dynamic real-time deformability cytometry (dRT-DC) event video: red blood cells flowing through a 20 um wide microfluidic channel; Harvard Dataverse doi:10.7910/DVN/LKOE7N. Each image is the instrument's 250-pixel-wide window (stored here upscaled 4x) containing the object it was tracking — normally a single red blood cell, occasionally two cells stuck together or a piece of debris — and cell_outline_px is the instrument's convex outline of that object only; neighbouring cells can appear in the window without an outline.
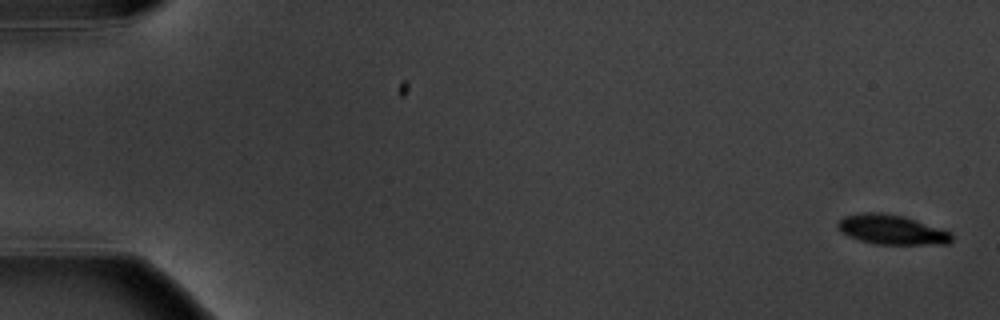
{"species": "common noctule bat (a hibernating species)", "species_latin": "Nyctalus noctula", "temperature_condition": "warm", "stored_images_in_passage": 7, "camera_frame_rate_fps": 3000, "um_per_image_px": 0.085, "animal": {"sex": "male", "body_mass_g": 20.1, "forearm_length_mm": 53.5}, "frame": {"image": 1, "passage_image": 1, "time_ms": 0.0, "image_size_px": [1000, 320], "cell_outline_px": [[952, 240], [948, 244], [876, 244], [860, 240], [848, 236], [840, 232], [836, 228], [836, 224], [844, 216], [860, 212], [880, 212], [904, 216], [952, 232]], "centroid_in_image_um": [75.76, 19.51], "position_along_channel_um": 9.2, "area_um2": 19.83}}
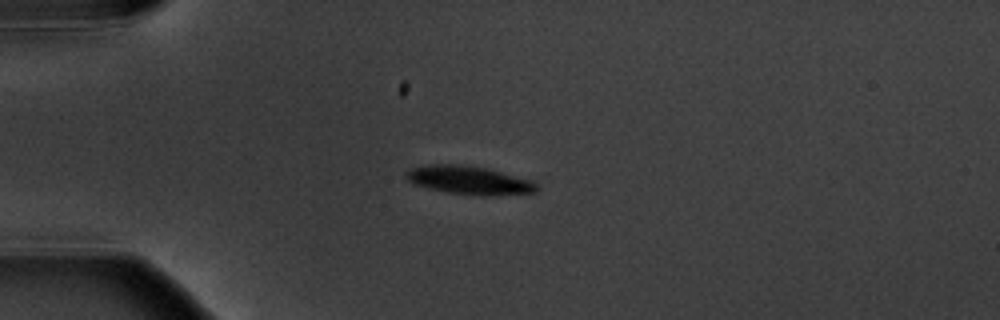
{"frame": {"image": 2, "passage_image": 5, "time_ms": 4.667, "image_size_px": [1000, 320], "cell_outline_px": [[540, 188], [536, 192], [496, 196], [480, 196], [448, 192], [428, 188], [412, 184], [404, 176], [404, 172], [412, 168], [428, 164], [456, 164], [488, 168], [536, 180]], "centroid_in_image_um": [39.95, 15.32], "position_along_channel_um": 45.1, "area_um2": 22.2}}